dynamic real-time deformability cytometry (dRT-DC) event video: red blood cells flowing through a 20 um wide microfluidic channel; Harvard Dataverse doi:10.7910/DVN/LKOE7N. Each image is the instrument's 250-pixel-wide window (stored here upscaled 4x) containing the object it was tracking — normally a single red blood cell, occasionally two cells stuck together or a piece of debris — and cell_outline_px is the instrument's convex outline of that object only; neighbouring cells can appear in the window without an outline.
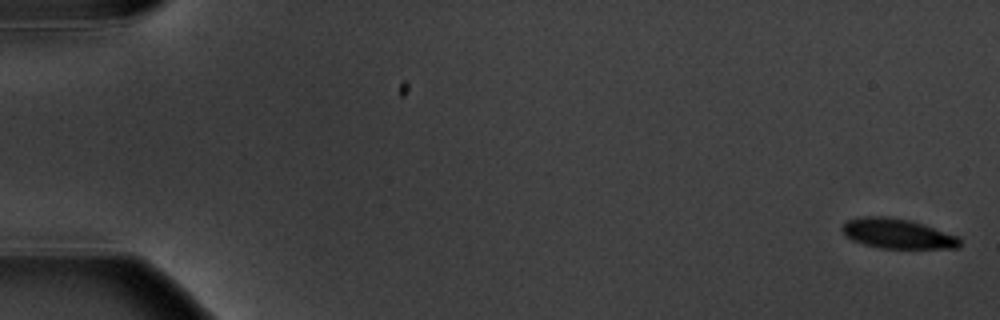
{"species": "common noctule bat (a hibernating species)", "species_latin": "Nyctalus noctula", "temperature_condition": "warm", "stored_images_in_passage": 5, "camera_frame_rate_fps": 3000, "um_per_image_px": 0.085, "animal": {"sex": "male", "body_mass_g": 20.1, "forearm_length_mm": 53.5}, "frame": {"image": 1, "passage_image": 1, "time_ms": 0.0, "image_size_px": [1000, 320], "cell_outline_px": [[960, 248], [880, 248], [864, 244], [852, 240], [840, 228], [848, 220], [860, 216], [888, 216], [912, 220], [960, 236]], "centroid_in_image_um": [76.32, 19.85], "position_along_channel_um": 8.7, "area_um2": 20.63}}
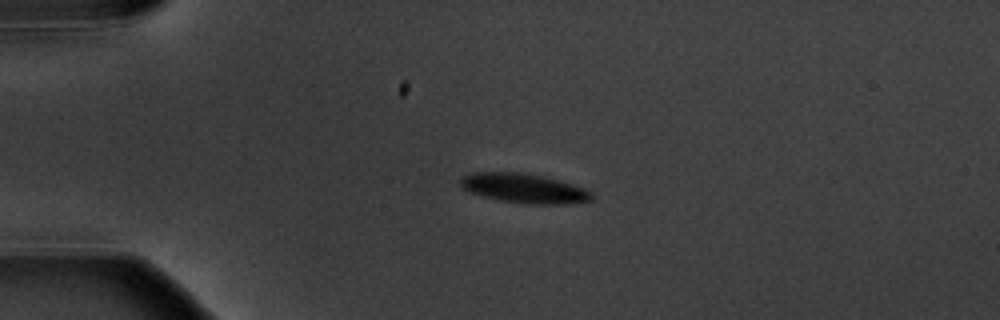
{"frame": {"image": 2, "passage_image": 4, "time_ms": 4.333, "image_size_px": [1000, 320], "cell_outline_px": [[596, 196], [592, 200], [568, 204], [528, 204], [500, 200], [484, 196], [472, 192], [464, 188], [460, 184], [460, 180], [464, 176], [472, 172], [516, 172], [540, 176], [560, 180], [584, 188], [592, 192]], "centroid_in_image_um": [44.6, 16.01], "position_along_channel_um": 40.4, "area_um2": 22.37}}